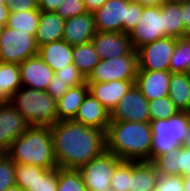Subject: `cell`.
Instances as JSON below:
<instances>
[{
    "label": "cell",
    "instance_id": "1",
    "mask_svg": "<svg viewBox=\"0 0 190 191\" xmlns=\"http://www.w3.org/2000/svg\"><path fill=\"white\" fill-rule=\"evenodd\" d=\"M58 168L79 169L106 150V132L74 120L50 126Z\"/></svg>",
    "mask_w": 190,
    "mask_h": 191
},
{
    "label": "cell",
    "instance_id": "2",
    "mask_svg": "<svg viewBox=\"0 0 190 191\" xmlns=\"http://www.w3.org/2000/svg\"><path fill=\"white\" fill-rule=\"evenodd\" d=\"M152 132L150 122L110 121L106 150L121 160L150 161Z\"/></svg>",
    "mask_w": 190,
    "mask_h": 191
},
{
    "label": "cell",
    "instance_id": "3",
    "mask_svg": "<svg viewBox=\"0 0 190 191\" xmlns=\"http://www.w3.org/2000/svg\"><path fill=\"white\" fill-rule=\"evenodd\" d=\"M14 163L44 169L58 168L50 126H30L17 137L5 153Z\"/></svg>",
    "mask_w": 190,
    "mask_h": 191
},
{
    "label": "cell",
    "instance_id": "4",
    "mask_svg": "<svg viewBox=\"0 0 190 191\" xmlns=\"http://www.w3.org/2000/svg\"><path fill=\"white\" fill-rule=\"evenodd\" d=\"M9 102L30 126H52L58 122L57 101L46 91L21 87Z\"/></svg>",
    "mask_w": 190,
    "mask_h": 191
},
{
    "label": "cell",
    "instance_id": "5",
    "mask_svg": "<svg viewBox=\"0 0 190 191\" xmlns=\"http://www.w3.org/2000/svg\"><path fill=\"white\" fill-rule=\"evenodd\" d=\"M150 126L152 132L150 162H153L158 156L187 143L190 113L179 112L168 119H156L150 121Z\"/></svg>",
    "mask_w": 190,
    "mask_h": 191
},
{
    "label": "cell",
    "instance_id": "6",
    "mask_svg": "<svg viewBox=\"0 0 190 191\" xmlns=\"http://www.w3.org/2000/svg\"><path fill=\"white\" fill-rule=\"evenodd\" d=\"M38 54V46L34 35L23 30L1 27L0 62L20 64L24 60Z\"/></svg>",
    "mask_w": 190,
    "mask_h": 191
},
{
    "label": "cell",
    "instance_id": "7",
    "mask_svg": "<svg viewBox=\"0 0 190 191\" xmlns=\"http://www.w3.org/2000/svg\"><path fill=\"white\" fill-rule=\"evenodd\" d=\"M137 72L138 55L133 49L128 55L100 60L88 75L87 83L136 80Z\"/></svg>",
    "mask_w": 190,
    "mask_h": 191
},
{
    "label": "cell",
    "instance_id": "8",
    "mask_svg": "<svg viewBox=\"0 0 190 191\" xmlns=\"http://www.w3.org/2000/svg\"><path fill=\"white\" fill-rule=\"evenodd\" d=\"M122 160L105 150L77 169L88 191H107L111 188V180L116 166Z\"/></svg>",
    "mask_w": 190,
    "mask_h": 191
},
{
    "label": "cell",
    "instance_id": "9",
    "mask_svg": "<svg viewBox=\"0 0 190 191\" xmlns=\"http://www.w3.org/2000/svg\"><path fill=\"white\" fill-rule=\"evenodd\" d=\"M134 50L165 37L163 13L159 6H144L138 24L130 31Z\"/></svg>",
    "mask_w": 190,
    "mask_h": 191
},
{
    "label": "cell",
    "instance_id": "10",
    "mask_svg": "<svg viewBox=\"0 0 190 191\" xmlns=\"http://www.w3.org/2000/svg\"><path fill=\"white\" fill-rule=\"evenodd\" d=\"M176 37H163L138 48V70L169 71Z\"/></svg>",
    "mask_w": 190,
    "mask_h": 191
},
{
    "label": "cell",
    "instance_id": "11",
    "mask_svg": "<svg viewBox=\"0 0 190 191\" xmlns=\"http://www.w3.org/2000/svg\"><path fill=\"white\" fill-rule=\"evenodd\" d=\"M110 121L150 122L148 100L135 84L111 111Z\"/></svg>",
    "mask_w": 190,
    "mask_h": 191
},
{
    "label": "cell",
    "instance_id": "12",
    "mask_svg": "<svg viewBox=\"0 0 190 191\" xmlns=\"http://www.w3.org/2000/svg\"><path fill=\"white\" fill-rule=\"evenodd\" d=\"M30 125L10 102H0V150L6 153L12 142Z\"/></svg>",
    "mask_w": 190,
    "mask_h": 191
},
{
    "label": "cell",
    "instance_id": "13",
    "mask_svg": "<svg viewBox=\"0 0 190 191\" xmlns=\"http://www.w3.org/2000/svg\"><path fill=\"white\" fill-rule=\"evenodd\" d=\"M91 42L100 60L125 56L133 50L130 35L126 32L97 31Z\"/></svg>",
    "mask_w": 190,
    "mask_h": 191
},
{
    "label": "cell",
    "instance_id": "14",
    "mask_svg": "<svg viewBox=\"0 0 190 191\" xmlns=\"http://www.w3.org/2000/svg\"><path fill=\"white\" fill-rule=\"evenodd\" d=\"M22 87L46 91L54 76L53 69L37 54L19 64Z\"/></svg>",
    "mask_w": 190,
    "mask_h": 191
},
{
    "label": "cell",
    "instance_id": "15",
    "mask_svg": "<svg viewBox=\"0 0 190 191\" xmlns=\"http://www.w3.org/2000/svg\"><path fill=\"white\" fill-rule=\"evenodd\" d=\"M93 16L96 31L123 32V22H127V0H108Z\"/></svg>",
    "mask_w": 190,
    "mask_h": 191
},
{
    "label": "cell",
    "instance_id": "16",
    "mask_svg": "<svg viewBox=\"0 0 190 191\" xmlns=\"http://www.w3.org/2000/svg\"><path fill=\"white\" fill-rule=\"evenodd\" d=\"M171 73L160 70H138L135 85L148 101L168 96Z\"/></svg>",
    "mask_w": 190,
    "mask_h": 191
},
{
    "label": "cell",
    "instance_id": "17",
    "mask_svg": "<svg viewBox=\"0 0 190 191\" xmlns=\"http://www.w3.org/2000/svg\"><path fill=\"white\" fill-rule=\"evenodd\" d=\"M159 175H190V147L180 145L170 152L158 156L152 162Z\"/></svg>",
    "mask_w": 190,
    "mask_h": 191
},
{
    "label": "cell",
    "instance_id": "18",
    "mask_svg": "<svg viewBox=\"0 0 190 191\" xmlns=\"http://www.w3.org/2000/svg\"><path fill=\"white\" fill-rule=\"evenodd\" d=\"M96 32L93 14L85 12L65 19L62 40L73 46L81 45L91 42Z\"/></svg>",
    "mask_w": 190,
    "mask_h": 191
},
{
    "label": "cell",
    "instance_id": "19",
    "mask_svg": "<svg viewBox=\"0 0 190 191\" xmlns=\"http://www.w3.org/2000/svg\"><path fill=\"white\" fill-rule=\"evenodd\" d=\"M134 84L135 80H112L110 82L87 83L89 92L110 113Z\"/></svg>",
    "mask_w": 190,
    "mask_h": 191
},
{
    "label": "cell",
    "instance_id": "20",
    "mask_svg": "<svg viewBox=\"0 0 190 191\" xmlns=\"http://www.w3.org/2000/svg\"><path fill=\"white\" fill-rule=\"evenodd\" d=\"M73 120L106 132L110 124V112L88 92Z\"/></svg>",
    "mask_w": 190,
    "mask_h": 191
},
{
    "label": "cell",
    "instance_id": "21",
    "mask_svg": "<svg viewBox=\"0 0 190 191\" xmlns=\"http://www.w3.org/2000/svg\"><path fill=\"white\" fill-rule=\"evenodd\" d=\"M159 174L150 161H129V191H154Z\"/></svg>",
    "mask_w": 190,
    "mask_h": 191
},
{
    "label": "cell",
    "instance_id": "22",
    "mask_svg": "<svg viewBox=\"0 0 190 191\" xmlns=\"http://www.w3.org/2000/svg\"><path fill=\"white\" fill-rule=\"evenodd\" d=\"M73 45L65 40L51 42L38 47V55L53 71L73 63Z\"/></svg>",
    "mask_w": 190,
    "mask_h": 191
},
{
    "label": "cell",
    "instance_id": "23",
    "mask_svg": "<svg viewBox=\"0 0 190 191\" xmlns=\"http://www.w3.org/2000/svg\"><path fill=\"white\" fill-rule=\"evenodd\" d=\"M65 19L56 12L40 11V21L35 35L37 46L62 40Z\"/></svg>",
    "mask_w": 190,
    "mask_h": 191
},
{
    "label": "cell",
    "instance_id": "24",
    "mask_svg": "<svg viewBox=\"0 0 190 191\" xmlns=\"http://www.w3.org/2000/svg\"><path fill=\"white\" fill-rule=\"evenodd\" d=\"M88 92L89 87L87 84L70 87L66 93L57 100L58 121L73 120Z\"/></svg>",
    "mask_w": 190,
    "mask_h": 191
},
{
    "label": "cell",
    "instance_id": "25",
    "mask_svg": "<svg viewBox=\"0 0 190 191\" xmlns=\"http://www.w3.org/2000/svg\"><path fill=\"white\" fill-rule=\"evenodd\" d=\"M163 13L165 37H186L190 34L185 30L182 19V1H164L160 4Z\"/></svg>",
    "mask_w": 190,
    "mask_h": 191
},
{
    "label": "cell",
    "instance_id": "26",
    "mask_svg": "<svg viewBox=\"0 0 190 191\" xmlns=\"http://www.w3.org/2000/svg\"><path fill=\"white\" fill-rule=\"evenodd\" d=\"M168 96L180 112L190 113V73H171Z\"/></svg>",
    "mask_w": 190,
    "mask_h": 191
},
{
    "label": "cell",
    "instance_id": "27",
    "mask_svg": "<svg viewBox=\"0 0 190 191\" xmlns=\"http://www.w3.org/2000/svg\"><path fill=\"white\" fill-rule=\"evenodd\" d=\"M21 87L19 65L0 62V102H9Z\"/></svg>",
    "mask_w": 190,
    "mask_h": 191
},
{
    "label": "cell",
    "instance_id": "28",
    "mask_svg": "<svg viewBox=\"0 0 190 191\" xmlns=\"http://www.w3.org/2000/svg\"><path fill=\"white\" fill-rule=\"evenodd\" d=\"M72 55L74 65L86 78L100 62V58L95 51L92 42L73 46Z\"/></svg>",
    "mask_w": 190,
    "mask_h": 191
},
{
    "label": "cell",
    "instance_id": "29",
    "mask_svg": "<svg viewBox=\"0 0 190 191\" xmlns=\"http://www.w3.org/2000/svg\"><path fill=\"white\" fill-rule=\"evenodd\" d=\"M40 21V10L32 9L21 12H10L7 27L10 29L23 30V32L36 35Z\"/></svg>",
    "mask_w": 190,
    "mask_h": 191
},
{
    "label": "cell",
    "instance_id": "30",
    "mask_svg": "<svg viewBox=\"0 0 190 191\" xmlns=\"http://www.w3.org/2000/svg\"><path fill=\"white\" fill-rule=\"evenodd\" d=\"M170 73H190V35L176 38V46L170 59Z\"/></svg>",
    "mask_w": 190,
    "mask_h": 191
},
{
    "label": "cell",
    "instance_id": "31",
    "mask_svg": "<svg viewBox=\"0 0 190 191\" xmlns=\"http://www.w3.org/2000/svg\"><path fill=\"white\" fill-rule=\"evenodd\" d=\"M57 191H88L76 169L57 168Z\"/></svg>",
    "mask_w": 190,
    "mask_h": 191
},
{
    "label": "cell",
    "instance_id": "32",
    "mask_svg": "<svg viewBox=\"0 0 190 191\" xmlns=\"http://www.w3.org/2000/svg\"><path fill=\"white\" fill-rule=\"evenodd\" d=\"M148 106L150 121L156 119H168L180 112L169 96L148 101Z\"/></svg>",
    "mask_w": 190,
    "mask_h": 191
},
{
    "label": "cell",
    "instance_id": "33",
    "mask_svg": "<svg viewBox=\"0 0 190 191\" xmlns=\"http://www.w3.org/2000/svg\"><path fill=\"white\" fill-rule=\"evenodd\" d=\"M46 170L34 165L15 163V184L25 190L38 177V174H43Z\"/></svg>",
    "mask_w": 190,
    "mask_h": 191
},
{
    "label": "cell",
    "instance_id": "34",
    "mask_svg": "<svg viewBox=\"0 0 190 191\" xmlns=\"http://www.w3.org/2000/svg\"><path fill=\"white\" fill-rule=\"evenodd\" d=\"M24 191H57V168L47 169L28 185Z\"/></svg>",
    "mask_w": 190,
    "mask_h": 191
},
{
    "label": "cell",
    "instance_id": "35",
    "mask_svg": "<svg viewBox=\"0 0 190 191\" xmlns=\"http://www.w3.org/2000/svg\"><path fill=\"white\" fill-rule=\"evenodd\" d=\"M54 75L57 80L64 82L69 88L79 86L81 84H87V78L83 75L79 69L71 63L64 68L54 71Z\"/></svg>",
    "mask_w": 190,
    "mask_h": 191
},
{
    "label": "cell",
    "instance_id": "36",
    "mask_svg": "<svg viewBox=\"0 0 190 191\" xmlns=\"http://www.w3.org/2000/svg\"><path fill=\"white\" fill-rule=\"evenodd\" d=\"M110 189L113 191H129V161L122 160L116 166Z\"/></svg>",
    "mask_w": 190,
    "mask_h": 191
},
{
    "label": "cell",
    "instance_id": "37",
    "mask_svg": "<svg viewBox=\"0 0 190 191\" xmlns=\"http://www.w3.org/2000/svg\"><path fill=\"white\" fill-rule=\"evenodd\" d=\"M15 163L4 154L0 158V191L15 185Z\"/></svg>",
    "mask_w": 190,
    "mask_h": 191
},
{
    "label": "cell",
    "instance_id": "38",
    "mask_svg": "<svg viewBox=\"0 0 190 191\" xmlns=\"http://www.w3.org/2000/svg\"><path fill=\"white\" fill-rule=\"evenodd\" d=\"M83 0H63L56 13L64 19L85 13Z\"/></svg>",
    "mask_w": 190,
    "mask_h": 191
},
{
    "label": "cell",
    "instance_id": "39",
    "mask_svg": "<svg viewBox=\"0 0 190 191\" xmlns=\"http://www.w3.org/2000/svg\"><path fill=\"white\" fill-rule=\"evenodd\" d=\"M154 191H183L181 175H159Z\"/></svg>",
    "mask_w": 190,
    "mask_h": 191
},
{
    "label": "cell",
    "instance_id": "40",
    "mask_svg": "<svg viewBox=\"0 0 190 191\" xmlns=\"http://www.w3.org/2000/svg\"><path fill=\"white\" fill-rule=\"evenodd\" d=\"M143 5L127 0V22H123V32L130 31L138 24L143 11Z\"/></svg>",
    "mask_w": 190,
    "mask_h": 191
},
{
    "label": "cell",
    "instance_id": "41",
    "mask_svg": "<svg viewBox=\"0 0 190 191\" xmlns=\"http://www.w3.org/2000/svg\"><path fill=\"white\" fill-rule=\"evenodd\" d=\"M10 12L38 9V0H6Z\"/></svg>",
    "mask_w": 190,
    "mask_h": 191
},
{
    "label": "cell",
    "instance_id": "42",
    "mask_svg": "<svg viewBox=\"0 0 190 191\" xmlns=\"http://www.w3.org/2000/svg\"><path fill=\"white\" fill-rule=\"evenodd\" d=\"M68 89L69 87L64 82L57 80V77L54 75L46 92L57 101L66 93Z\"/></svg>",
    "mask_w": 190,
    "mask_h": 191
},
{
    "label": "cell",
    "instance_id": "43",
    "mask_svg": "<svg viewBox=\"0 0 190 191\" xmlns=\"http://www.w3.org/2000/svg\"><path fill=\"white\" fill-rule=\"evenodd\" d=\"M63 0H38V9L44 12H56Z\"/></svg>",
    "mask_w": 190,
    "mask_h": 191
},
{
    "label": "cell",
    "instance_id": "44",
    "mask_svg": "<svg viewBox=\"0 0 190 191\" xmlns=\"http://www.w3.org/2000/svg\"><path fill=\"white\" fill-rule=\"evenodd\" d=\"M185 30L190 34V0L182 1V19Z\"/></svg>",
    "mask_w": 190,
    "mask_h": 191
},
{
    "label": "cell",
    "instance_id": "45",
    "mask_svg": "<svg viewBox=\"0 0 190 191\" xmlns=\"http://www.w3.org/2000/svg\"><path fill=\"white\" fill-rule=\"evenodd\" d=\"M108 0H83L86 12L94 13L101 8Z\"/></svg>",
    "mask_w": 190,
    "mask_h": 191
},
{
    "label": "cell",
    "instance_id": "46",
    "mask_svg": "<svg viewBox=\"0 0 190 191\" xmlns=\"http://www.w3.org/2000/svg\"><path fill=\"white\" fill-rule=\"evenodd\" d=\"M5 3L6 1H0V28L7 25L10 15V10Z\"/></svg>",
    "mask_w": 190,
    "mask_h": 191
},
{
    "label": "cell",
    "instance_id": "47",
    "mask_svg": "<svg viewBox=\"0 0 190 191\" xmlns=\"http://www.w3.org/2000/svg\"><path fill=\"white\" fill-rule=\"evenodd\" d=\"M134 2H137L143 6H159L161 3H163V0H131Z\"/></svg>",
    "mask_w": 190,
    "mask_h": 191
},
{
    "label": "cell",
    "instance_id": "48",
    "mask_svg": "<svg viewBox=\"0 0 190 191\" xmlns=\"http://www.w3.org/2000/svg\"><path fill=\"white\" fill-rule=\"evenodd\" d=\"M6 191H24V190L15 184L14 186L9 187Z\"/></svg>",
    "mask_w": 190,
    "mask_h": 191
},
{
    "label": "cell",
    "instance_id": "49",
    "mask_svg": "<svg viewBox=\"0 0 190 191\" xmlns=\"http://www.w3.org/2000/svg\"><path fill=\"white\" fill-rule=\"evenodd\" d=\"M183 191H190V181H183Z\"/></svg>",
    "mask_w": 190,
    "mask_h": 191
},
{
    "label": "cell",
    "instance_id": "50",
    "mask_svg": "<svg viewBox=\"0 0 190 191\" xmlns=\"http://www.w3.org/2000/svg\"><path fill=\"white\" fill-rule=\"evenodd\" d=\"M188 141L186 143V145H188L190 147V127L188 128Z\"/></svg>",
    "mask_w": 190,
    "mask_h": 191
},
{
    "label": "cell",
    "instance_id": "51",
    "mask_svg": "<svg viewBox=\"0 0 190 191\" xmlns=\"http://www.w3.org/2000/svg\"><path fill=\"white\" fill-rule=\"evenodd\" d=\"M183 181H190V175L183 177Z\"/></svg>",
    "mask_w": 190,
    "mask_h": 191
},
{
    "label": "cell",
    "instance_id": "52",
    "mask_svg": "<svg viewBox=\"0 0 190 191\" xmlns=\"http://www.w3.org/2000/svg\"><path fill=\"white\" fill-rule=\"evenodd\" d=\"M163 1H175V2H180V1H183V0H163Z\"/></svg>",
    "mask_w": 190,
    "mask_h": 191
},
{
    "label": "cell",
    "instance_id": "53",
    "mask_svg": "<svg viewBox=\"0 0 190 191\" xmlns=\"http://www.w3.org/2000/svg\"><path fill=\"white\" fill-rule=\"evenodd\" d=\"M4 154H5V153L0 150V158H1Z\"/></svg>",
    "mask_w": 190,
    "mask_h": 191
}]
</instances>
